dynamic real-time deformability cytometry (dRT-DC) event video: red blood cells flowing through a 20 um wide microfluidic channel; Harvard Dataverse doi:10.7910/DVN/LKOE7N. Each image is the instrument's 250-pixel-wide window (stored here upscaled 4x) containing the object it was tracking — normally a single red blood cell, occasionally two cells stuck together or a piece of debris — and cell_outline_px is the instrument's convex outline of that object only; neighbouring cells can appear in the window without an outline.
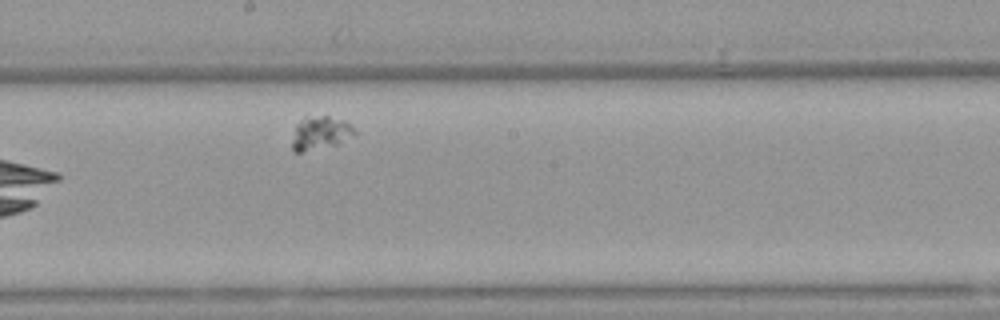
{"species": "Egyptian fruit bat (a non-hibernating species)", "species_latin": "Rousettus aegyptiacus", "temperature_condition": "warm", "stored_images_in_passage": 8, "camera_frame_rate_fps": 3000, "um_per_image_px": 0.085, "animal": {"sex": "female"}, "frame": {"image": 1, "passage_image": 8, "time_ms": 2.333, "image_size_px": [1000, 320], "cell_outline_px": [[356, 136], [340, 144], [300, 152], [292, 152], [292, 140], [296, 124], [304, 116], [328, 116], [344, 120], [352, 124], [356, 132]], "centroid_in_image_um": [27.27, 11.3], "position_along_channel_um": 220.9, "area_um2": 12.48}}